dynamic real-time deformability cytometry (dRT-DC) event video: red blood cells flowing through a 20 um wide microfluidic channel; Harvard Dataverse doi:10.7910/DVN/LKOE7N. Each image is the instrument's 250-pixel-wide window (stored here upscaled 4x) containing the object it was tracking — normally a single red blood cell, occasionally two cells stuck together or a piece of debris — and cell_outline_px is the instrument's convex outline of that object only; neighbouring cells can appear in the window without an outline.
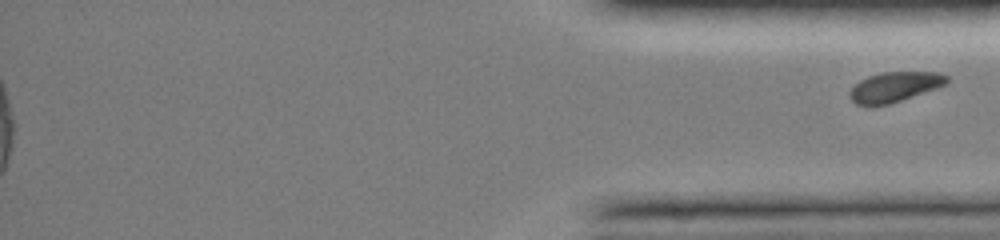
{"species": "common noctule bat (a hibernating species)", "species_latin": "Nyctalus noctula", "temperature_condition": "room temperature", "stored_images_in_passage": 37, "segment_of_instrument_passage": [2, 2], "camera_frame_rate_fps": 3000, "um_per_image_px": 0.085, "animal": {"sex": "female", "body_mass_g": 19.0, "forearm_length_mm": 51.5}, "frame": {"image": 1, "passage_image": 37, "time_ms": 12.0, "image_size_px": [1000, 240], "cell_outline_px": [[948, 84], [888, 104], [856, 104], [852, 100], [852, 88], [860, 80], [868, 76], [880, 72], [940, 72], [948, 76]], "centroid_in_image_um": [76.11, 7.35], "position_along_channel_um": 359.1, "area_um2": 16.47}}